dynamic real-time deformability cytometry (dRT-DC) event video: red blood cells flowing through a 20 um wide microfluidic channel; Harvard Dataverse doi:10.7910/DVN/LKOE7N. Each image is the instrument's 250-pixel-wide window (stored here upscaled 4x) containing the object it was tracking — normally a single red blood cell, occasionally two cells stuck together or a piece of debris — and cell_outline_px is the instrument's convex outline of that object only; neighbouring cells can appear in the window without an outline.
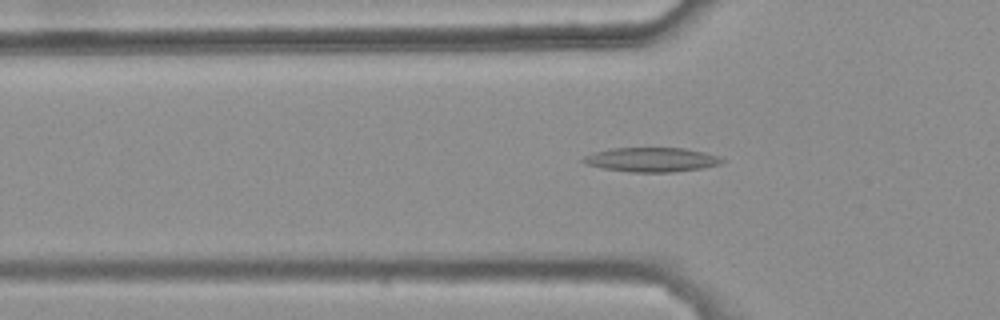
{"species": "common noctule bat (a hibernating species)", "species_latin": "Nyctalus noctula", "temperature_condition": "warm", "stored_images_in_passage": 47, "camera_frame_rate_fps": 3000, "um_per_image_px": 0.085, "animal": {"sex": "female", "body_mass_g": 25.1}, "frame": {"image": 1, "passage_image": 17, "time_ms": 5.333, "image_size_px": [1000, 320], "cell_outline_px": [[724, 160], [720, 164], [704, 168], [672, 172], [628, 172], [604, 168], [588, 164], [580, 160], [584, 156], [592, 152], [612, 148], [684, 148], [704, 152], [720, 156]], "centroid_in_image_um": [55.39, 13.57], "position_along_channel_um": 70.4, "area_um2": 19.71}}
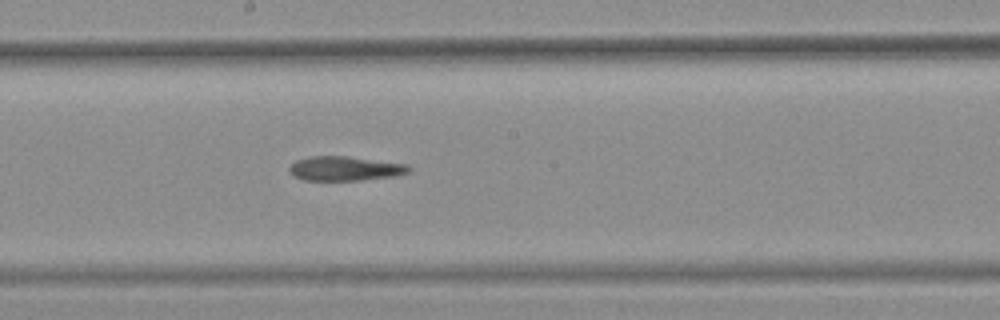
{"frame": {"image": 2, "passage_image": 29, "time_ms": 9.333, "image_size_px": [1000, 320], "cell_outline_px": [[412, 168], [408, 172], [392, 176], [360, 180], [304, 180], [288, 172], [288, 168], [296, 160], [308, 156], [348, 156], [408, 164]], "centroid_in_image_um": [29.31, 14.31], "position_along_channel_um": 218.9, "area_um2": 16.94}}
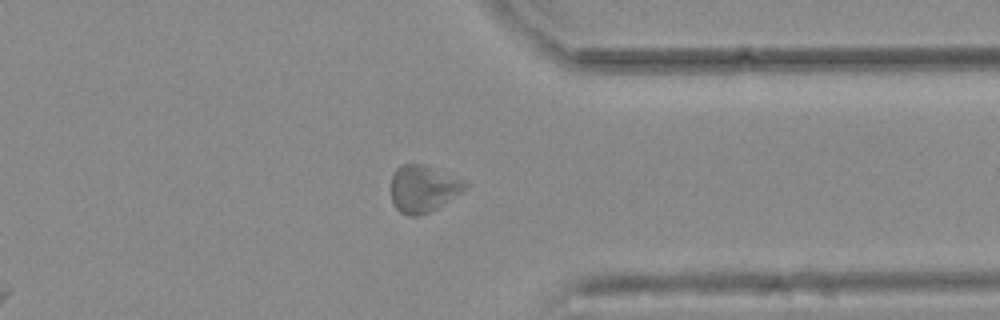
{"frame": {"image": 3, "passage_image": 42, "time_ms": 13.667, "image_size_px": [1000, 320], "cell_outline_px": [[468, 184], [460, 192], [436, 208], [428, 212], [416, 216], [408, 216], [400, 212], [396, 208], [392, 200], [392, 176], [396, 168], [400, 164], [424, 164], [464, 180]], "centroid_in_image_um": [35.93, 16.02], "position_along_channel_um": 375.5, "area_um2": 19.88}, "authors_computed_cell_mechanics": {"area_um2": 19.074, "velocity_mm_per_s": 3.7106, "shape_relaxation_time_tau1_ms": null, "shape_relaxation_time_tau2_ms": 4.7718, "deformation_change_tau1": null, "deformation_change_tau2": 0.1295}}